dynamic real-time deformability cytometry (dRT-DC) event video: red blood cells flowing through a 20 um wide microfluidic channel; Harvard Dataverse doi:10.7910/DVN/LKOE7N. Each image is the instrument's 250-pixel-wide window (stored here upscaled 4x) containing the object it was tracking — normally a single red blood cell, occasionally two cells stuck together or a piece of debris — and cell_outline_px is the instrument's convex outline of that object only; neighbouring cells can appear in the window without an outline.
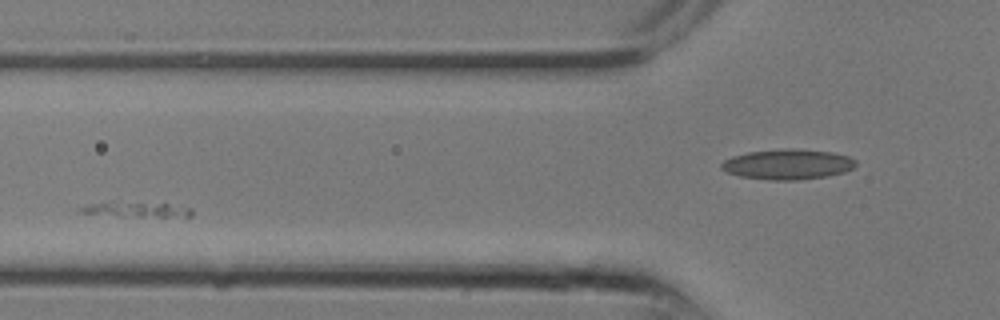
{"species": "common noctule bat (a hibernating species)", "species_latin": "Nyctalus noctula", "temperature_condition": "room temperature", "stored_images_in_passage": 6, "segment_of_instrument_passage": [1, 2], "camera_frame_rate_fps": 3000, "um_per_image_px": 0.085, "animal": {"sex": "male", "body_mass_g": 13.3}, "frame": {"image": 1, "passage_image": 4, "time_ms": 1.0, "image_size_px": [1000, 320], "cell_outline_px": [[192, 216], [120, 216], [76, 212], [76, 208], [88, 204], [112, 200], [168, 204], [192, 208]], "centroid_in_image_um": [11.44, 17.77], "position_along_channel_um": 114.4, "area_um2": 10.06}}